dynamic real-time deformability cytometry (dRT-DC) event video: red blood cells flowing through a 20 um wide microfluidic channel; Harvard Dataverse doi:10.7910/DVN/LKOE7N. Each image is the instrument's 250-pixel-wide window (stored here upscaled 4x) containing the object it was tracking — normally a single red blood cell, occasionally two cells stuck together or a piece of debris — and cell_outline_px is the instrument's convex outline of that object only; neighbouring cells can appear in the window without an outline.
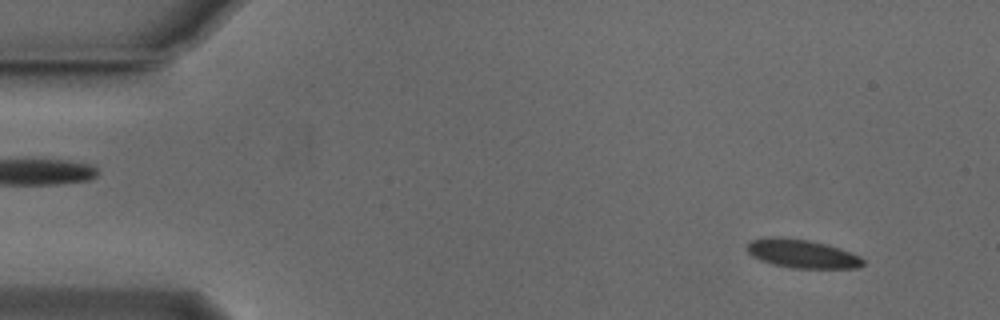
{"species": "Egyptian fruit bat (a non-hibernating species)", "species_latin": "Rousettus aegyptiacus", "temperature_condition": "cold", "stored_images_in_passage": 47, "camera_frame_rate_fps": 3000, "um_per_image_px": 0.085, "animal": {"sex": "male"}, "frame": {"image": 1, "passage_image": 4, "time_ms": 1.0, "image_size_px": [1000, 320], "cell_outline_px": [[864, 264], [856, 268], [792, 268], [772, 264], [760, 260], [752, 256], [748, 252], [748, 244], [752, 240], [764, 236], [776, 236], [808, 240], [828, 244], [840, 248], [860, 256], [864, 260]], "centroid_in_image_um": [68.17, 21.56], "position_along_channel_um": 16.8, "area_um2": 19.42}}
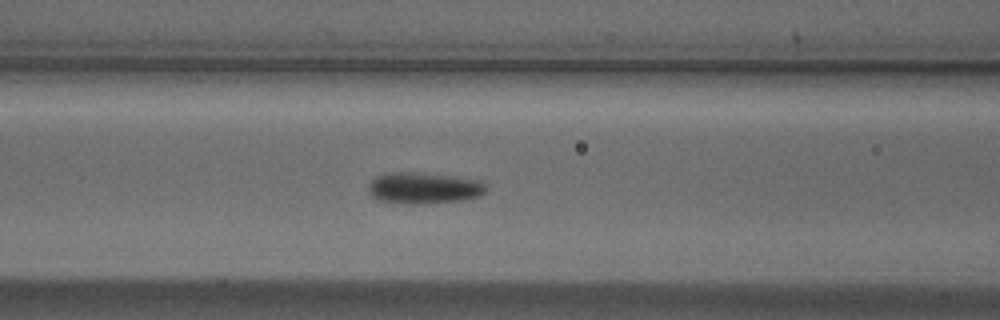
{"frame": {"image": 2, "passage_image": 21, "time_ms": 6.667, "image_size_px": [1000, 320], "cell_outline_px": [[488, 188], [480, 196], [464, 200], [424, 204], [408, 204], [380, 200], [372, 196], [368, 192], [368, 184], [376, 176], [384, 172], [412, 172], [456, 176], [484, 180]], "centroid_in_image_um": [36.06, 15.97], "position_along_channel_um": 130.5, "area_um2": 21.96}}
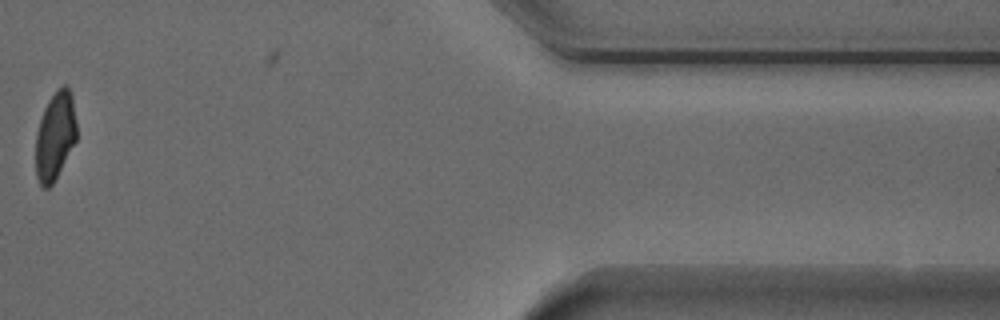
{"frame": {"image": 3, "passage_image": 40, "time_ms": 13.0, "image_size_px": [1000, 320], "cell_outline_px": [[76, 140], [52, 184], [48, 188], [44, 188], [40, 184], [36, 176], [36, 132], [44, 108], [48, 100], [56, 88], [64, 84], [68, 88], [72, 96], [76, 120]], "centroid_in_image_um": [4.68, 11.51], "position_along_channel_um": 406.7, "area_um2": 20.87}, "authors_computed_cell_mechanics": {"area_um2": 20.23, "velocity_mm_per_s": 3.7996, "shape_relaxation_time_tau1_ms": 2.5566, "shape_relaxation_time_tau2_ms": 1.5337, "deformation_change_tau1": 0.1123, "deformation_change_tau2": 0.0629}}